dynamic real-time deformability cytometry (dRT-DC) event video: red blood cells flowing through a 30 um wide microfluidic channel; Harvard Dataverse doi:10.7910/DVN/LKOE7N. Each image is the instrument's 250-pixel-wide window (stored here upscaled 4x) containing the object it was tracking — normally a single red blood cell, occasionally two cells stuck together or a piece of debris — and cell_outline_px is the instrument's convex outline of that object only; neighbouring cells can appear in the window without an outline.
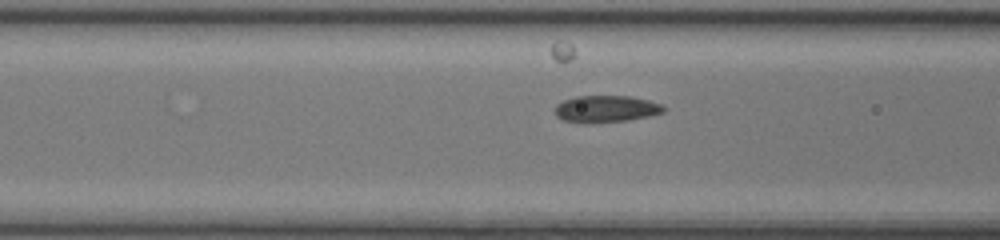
{"species": "common noctule bat (a hibernating species)", "species_latin": "Nyctalus noctula", "temperature_condition": "room temperature", "stored_images_in_passage": 10, "camera_frame_rate_fps": 3000, "um_per_image_px": 0.085, "animal": {"sex": "female", "body_mass_g": 17.0, "forearm_length_mm": 48.0}, "frame": {"image": 1, "passage_image": 9, "time_ms": 2.667, "image_size_px": [1000, 240], "cell_outline_px": [[668, 108], [664, 112], [648, 116], [624, 120], [564, 120], [556, 116], [556, 104], [564, 100], [576, 96], [632, 96], [648, 100], [660, 104]], "centroid_in_image_um": [51.58, 9.2], "position_along_channel_um": 115.0, "area_um2": 16.13}}